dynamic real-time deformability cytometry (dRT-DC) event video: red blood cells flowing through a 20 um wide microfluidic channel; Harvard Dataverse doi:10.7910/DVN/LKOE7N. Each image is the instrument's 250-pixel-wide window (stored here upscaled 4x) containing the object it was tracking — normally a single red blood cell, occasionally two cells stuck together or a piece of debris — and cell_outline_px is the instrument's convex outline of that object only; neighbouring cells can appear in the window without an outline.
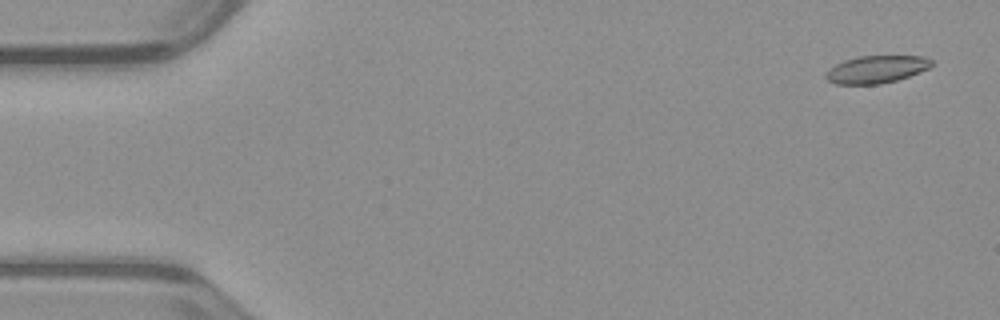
{"species": "common noctule bat (a hibernating species)", "species_latin": "Nyctalus noctula", "temperature_condition": "warm", "stored_images_in_passage": 53, "camera_frame_rate_fps": 3000, "um_per_image_px": 0.085, "animal": {"sex": "male", "body_mass_g": 23.1, "forearm_length_mm": 52.7}, "frame": {"image": 1, "passage_image": 3, "time_ms": 0.667, "image_size_px": [1000, 320], "cell_outline_px": [[932, 64], [928, 68], [920, 72], [896, 80], [880, 84], [836, 84], [828, 80], [824, 76], [828, 68], [844, 60], [860, 56], [924, 56], [932, 60]], "centroid_in_image_um": [74.47, 5.89], "position_along_channel_um": 10.5, "area_um2": 16.88}}
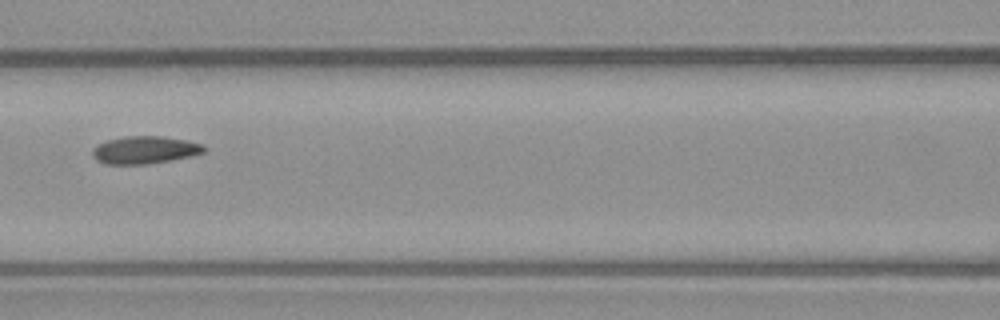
{"frame": {"image": 2, "passage_image": 24, "time_ms": 7.667, "image_size_px": [1000, 320], "cell_outline_px": [[208, 148], [204, 152], [192, 156], [172, 160], [148, 164], [104, 164], [96, 160], [92, 156], [92, 148], [96, 144], [108, 140], [124, 136], [160, 136], [188, 140], [204, 144]], "centroid_in_image_um": [12.32, 12.74], "position_along_channel_um": 154.3, "area_um2": 18.26}}
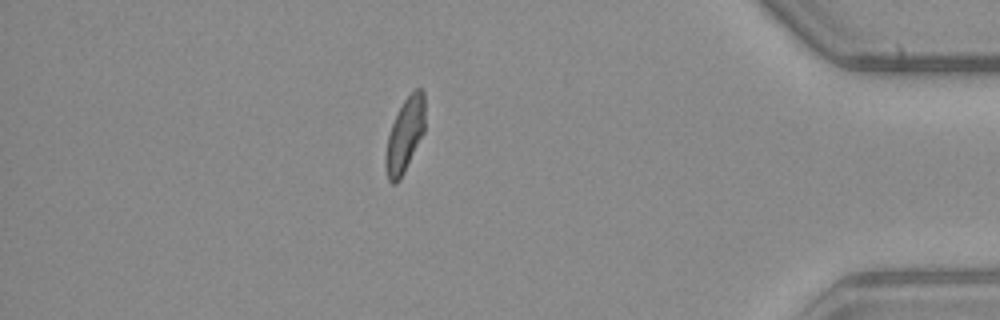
{"frame": {"image": 3, "passage_image": 46, "time_ms": 15.0, "image_size_px": [1000, 320], "cell_outline_px": [[424, 132], [400, 180], [396, 184], [392, 184], [388, 180], [384, 168], [384, 156], [388, 136], [392, 124], [404, 100], [416, 88], [420, 88], [424, 92]], "centroid_in_image_um": [34.39, 11.54], "position_along_channel_um": 400.8, "area_um2": 16.94}, "authors_computed_cell_mechanics": {"area_um2": 17.7446, "velocity_mm_per_s": 3.9601, "shape_relaxation_time_tau1_ms": null, "shape_relaxation_time_tau2_ms": 2.0216, "deformation_change_tau1": null, "deformation_change_tau2": 0.0815}}